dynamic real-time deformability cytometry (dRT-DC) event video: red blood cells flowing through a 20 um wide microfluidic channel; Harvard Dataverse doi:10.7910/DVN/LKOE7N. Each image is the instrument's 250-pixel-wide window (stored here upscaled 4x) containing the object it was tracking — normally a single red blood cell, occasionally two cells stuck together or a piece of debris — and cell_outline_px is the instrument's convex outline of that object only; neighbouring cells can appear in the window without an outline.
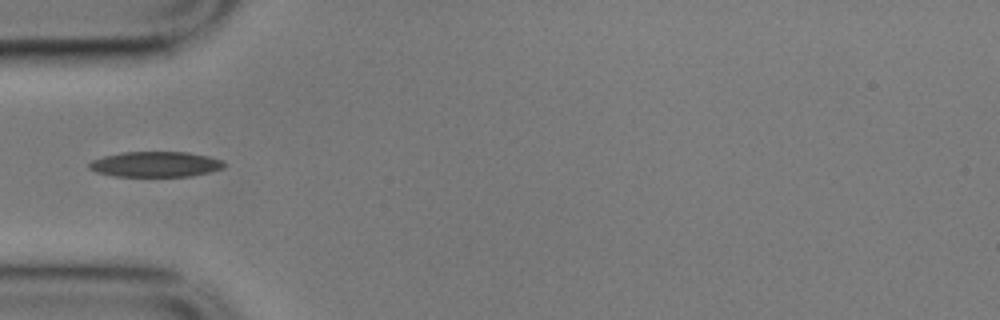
{"species": "common noctule bat (a hibernating species)", "species_latin": "Nyctalus noctula", "temperature_condition": "cold", "stored_images_in_passage": 4, "camera_frame_rate_fps": 3000, "um_per_image_px": 0.085, "animal": {"sex": "male", "body_mass_g": 17.9}, "frame": {"image": 1, "passage_image": 1, "time_ms": 0.0, "image_size_px": [1000, 320], "cell_outline_px": [[224, 168], [192, 176], [116, 176], [96, 172], [88, 168], [88, 164], [92, 160], [104, 156], [124, 152], [188, 152], [208, 156], [220, 160], [224, 164]], "centroid_in_image_um": [13.19, 13.96], "position_along_channel_um": 71.8, "area_um2": 19.83}}